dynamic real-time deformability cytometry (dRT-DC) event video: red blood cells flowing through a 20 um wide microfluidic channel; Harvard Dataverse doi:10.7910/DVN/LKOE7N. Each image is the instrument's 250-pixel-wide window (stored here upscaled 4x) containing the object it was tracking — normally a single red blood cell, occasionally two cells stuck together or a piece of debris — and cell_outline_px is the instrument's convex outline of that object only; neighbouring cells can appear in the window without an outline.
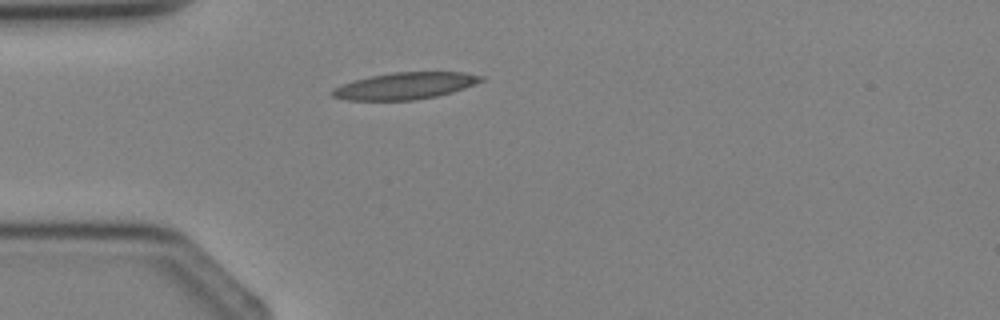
{"species": "Egyptian fruit bat (a non-hibernating species)", "species_latin": "Rousettus aegyptiacus", "temperature_condition": "cold", "stored_images_in_passage": 1, "camera_frame_rate_fps": 3000, "um_per_image_px": 0.085, "animal": {"sex": "female"}, "frame": {"image": 1, "passage_image": 1, "time_ms": 0.0, "image_size_px": [1000, 320], "cell_outline_px": [[484, 80], [476, 84], [452, 92], [436, 96], [412, 100], [348, 100], [332, 96], [328, 92], [332, 88], [352, 80], [372, 76], [396, 72], [464, 72], [484, 76]], "centroid_in_image_um": [34.41, 7.29], "position_along_channel_um": 50.6, "area_um2": 23.24}}